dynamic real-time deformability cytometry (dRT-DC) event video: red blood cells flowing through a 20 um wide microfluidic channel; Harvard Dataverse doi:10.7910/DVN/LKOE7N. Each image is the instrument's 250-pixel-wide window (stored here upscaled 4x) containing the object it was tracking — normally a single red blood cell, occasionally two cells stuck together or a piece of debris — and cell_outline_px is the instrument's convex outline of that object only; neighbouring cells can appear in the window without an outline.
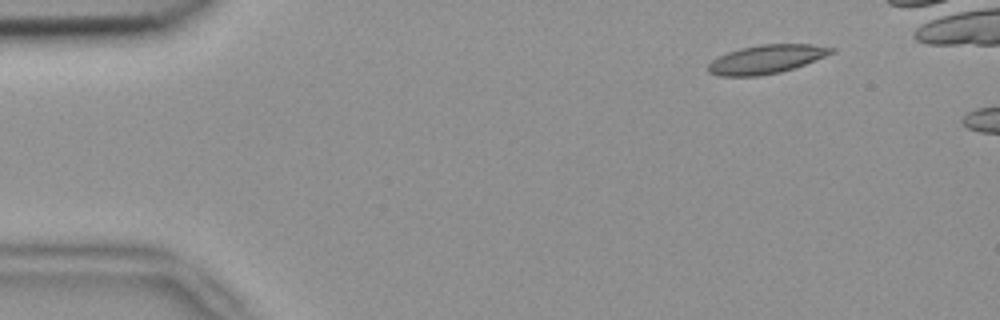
{"species": "common noctule bat (a hibernating species)", "species_latin": "Nyctalus noctula", "temperature_condition": "room temperature", "stored_images_in_passage": 4, "camera_frame_rate_fps": 3000, "um_per_image_px": 0.085, "animal": {"sex": "female", "body_mass_g": 18.4}, "frame": {"image": 1, "passage_image": 2, "time_ms": 0.333, "image_size_px": [1000, 320], "cell_outline_px": [[836, 52], [804, 64], [780, 72], [756, 76], [720, 76], [708, 72], [708, 64], [716, 56], [740, 48], [760, 44], [812, 44], [836, 48]], "centroid_in_image_um": [65.13, 5.02], "position_along_channel_um": 19.9, "area_um2": 20.58}}